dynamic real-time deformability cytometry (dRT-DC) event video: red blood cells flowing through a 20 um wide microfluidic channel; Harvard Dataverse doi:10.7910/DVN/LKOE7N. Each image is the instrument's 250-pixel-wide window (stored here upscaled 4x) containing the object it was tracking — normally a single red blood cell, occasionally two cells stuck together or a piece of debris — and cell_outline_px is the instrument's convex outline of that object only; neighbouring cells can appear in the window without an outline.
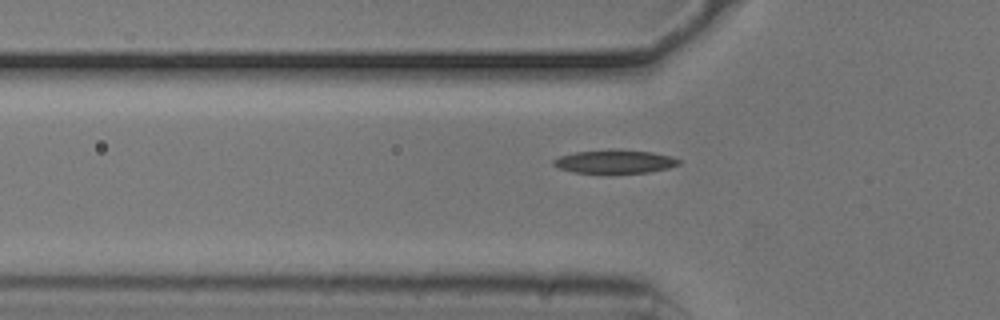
{"species": "common noctule bat (a hibernating species)", "species_latin": "Nyctalus noctula", "temperature_condition": "cold", "stored_images_in_passage": 40, "camera_frame_rate_fps": 3000, "um_per_image_px": 0.085, "animal": {"sex": "male", "body_mass_g": 20.5, "forearm_length_mm": 52.5}, "frame": {"image": 1, "passage_image": 4, "time_ms": 1.0, "image_size_px": [1000, 320], "cell_outline_px": [[680, 164], [668, 168], [648, 172], [572, 172], [560, 168], [552, 164], [552, 160], [560, 156], [576, 152], [612, 148], [652, 152], [672, 156], [680, 160]], "centroid_in_image_um": [52.26, 13.7], "position_along_channel_um": 73.5, "area_um2": 17.05}}
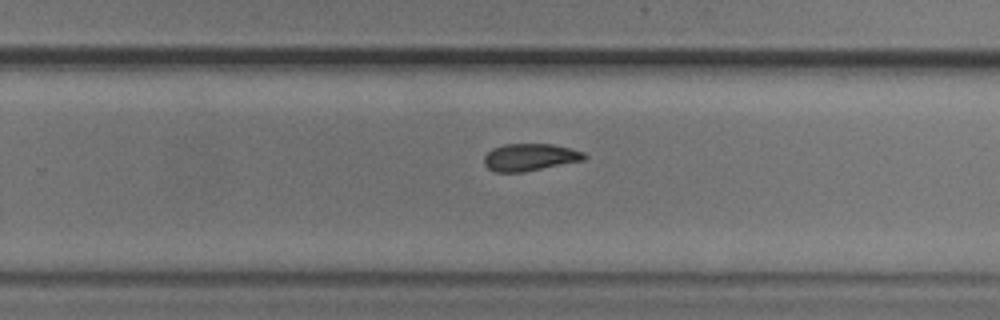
{"frame": {"image": 2, "passage_image": 21, "time_ms": 6.667, "image_size_px": [1000, 320], "cell_outline_px": [[588, 156], [584, 160], [524, 172], [496, 172], [488, 168], [484, 164], [484, 156], [492, 148], [504, 144], [552, 144], [584, 152]], "centroid_in_image_um": [45.03, 13.36], "position_along_channel_um": 284.8, "area_um2": 15.9}}
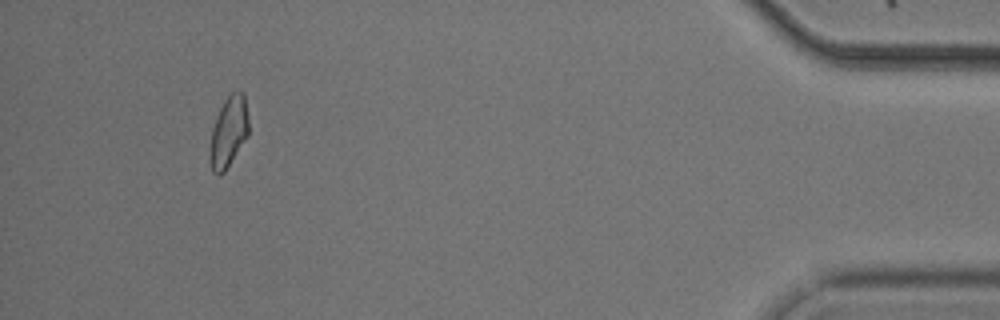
{"frame": {"image": 3, "passage_image": 37, "time_ms": 12.0, "image_size_px": [1000, 320], "cell_outline_px": [[248, 136], [224, 172], [220, 176], [212, 172], [208, 160], [212, 128], [220, 108], [224, 100], [232, 92], [244, 92], [248, 116]], "centroid_in_image_um": [19.41, 11.24], "position_along_channel_um": 415.8, "area_um2": 16.07}}